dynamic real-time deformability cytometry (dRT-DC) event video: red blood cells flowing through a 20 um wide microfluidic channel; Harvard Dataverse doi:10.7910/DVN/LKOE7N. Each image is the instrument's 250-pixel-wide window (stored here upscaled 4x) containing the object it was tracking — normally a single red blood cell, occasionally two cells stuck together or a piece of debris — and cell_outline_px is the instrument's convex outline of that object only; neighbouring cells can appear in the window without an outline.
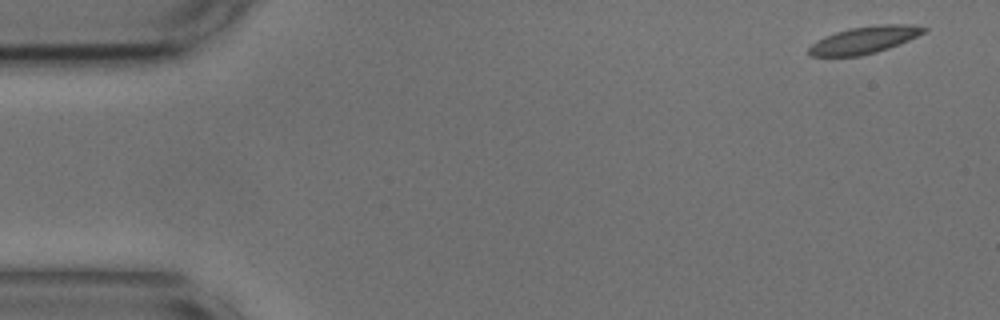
{"species": "common noctule bat (a hibernating species)", "species_latin": "Nyctalus noctula", "temperature_condition": "cold", "stored_images_in_passage": 7, "camera_frame_rate_fps": 3000, "um_per_image_px": 0.085, "animal": {"sex": "male", "body_mass_g": 17.9, "forearm_length_mm": 54.2}, "frame": {"image": 1, "passage_image": 1, "time_ms": 0.0, "image_size_px": [1000, 320], "cell_outline_px": [[928, 28], [924, 32], [908, 40], [888, 48], [876, 52], [860, 56], [812, 56], [808, 52], [808, 48], [816, 40], [824, 36], [848, 28], [880, 24], [912, 24]], "centroid_in_image_um": [73.44, 3.38], "position_along_channel_um": 11.6, "area_um2": 18.09}}
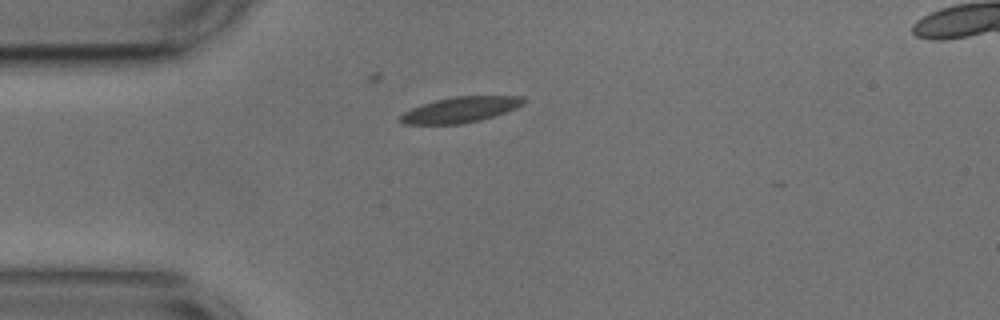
{"frame": {"image": 2, "passage_image": 4, "time_ms": 1.0, "image_size_px": [1000, 320], "cell_outline_px": [[528, 100], [524, 104], [516, 108], [480, 120], [460, 124], [404, 124], [400, 120], [400, 116], [404, 112], [412, 108], [436, 100], [456, 96], [524, 96]], "centroid_in_image_um": [39.18, 9.32], "position_along_channel_um": 45.8, "area_um2": 18.21}}